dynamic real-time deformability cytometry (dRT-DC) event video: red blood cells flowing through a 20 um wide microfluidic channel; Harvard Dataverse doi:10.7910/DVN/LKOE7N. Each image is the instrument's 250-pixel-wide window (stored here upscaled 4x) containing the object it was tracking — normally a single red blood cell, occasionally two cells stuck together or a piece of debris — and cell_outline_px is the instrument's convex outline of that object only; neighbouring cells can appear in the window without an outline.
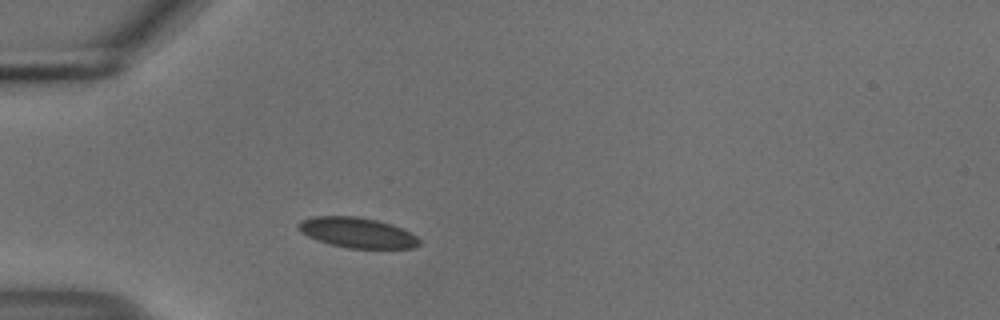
{"species": "common noctule bat (a hibernating species)", "species_latin": "Nyctalus noctula", "temperature_condition": "cold", "stored_images_in_passage": 1, "camera_frame_rate_fps": 3000, "um_per_image_px": 0.085, "animal": {"sex": "male", "body_mass_g": 18.8}, "frame": {"image": 1, "passage_image": 1, "time_ms": 0.0, "image_size_px": [1000, 320], "cell_outline_px": [[420, 244], [412, 248], [348, 248], [328, 244], [316, 240], [300, 232], [296, 224], [300, 220], [312, 216], [356, 216], [376, 220], [392, 224], [416, 236], [420, 240]], "centroid_in_image_um": [30.3, 19.77], "position_along_channel_um": 54.7, "area_um2": 21.39}}